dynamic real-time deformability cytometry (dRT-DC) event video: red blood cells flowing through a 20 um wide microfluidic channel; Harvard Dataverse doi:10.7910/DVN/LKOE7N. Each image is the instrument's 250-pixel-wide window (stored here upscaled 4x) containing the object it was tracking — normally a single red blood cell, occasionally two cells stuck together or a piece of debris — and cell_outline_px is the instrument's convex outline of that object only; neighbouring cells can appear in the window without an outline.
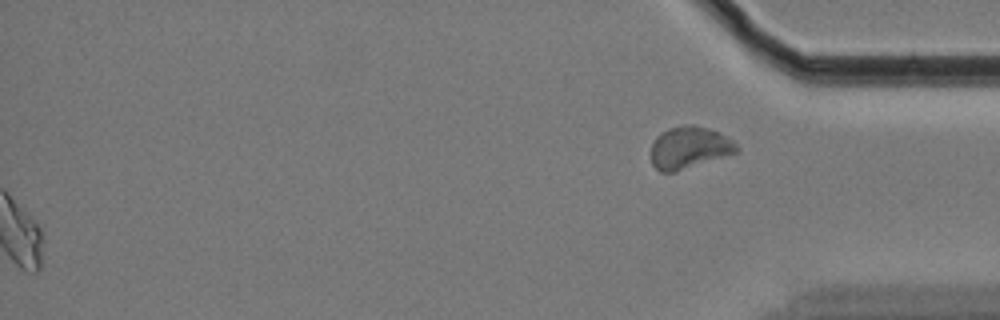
{"species": "Egyptian fruit bat (a non-hibernating species)", "species_latin": "Rousettus aegyptiacus", "temperature_condition": "cold", "stored_images_in_passage": 44, "segment_of_instrument_passage": [2, 2], "camera_frame_rate_fps": 3000, "um_per_image_px": 0.085, "animal": {"sex": "female"}, "frame": {"image": 1, "passage_image": 44, "time_ms": 14.333, "image_size_px": [1000, 320], "cell_outline_px": [[740, 148], [736, 152], [676, 172], [660, 172], [652, 164], [652, 144], [656, 136], [668, 128], [692, 124], [696, 124], [720, 132], [732, 140]], "centroid_in_image_um": [58.58, 12.54], "position_along_channel_um": 376.6, "area_um2": 20.92}}